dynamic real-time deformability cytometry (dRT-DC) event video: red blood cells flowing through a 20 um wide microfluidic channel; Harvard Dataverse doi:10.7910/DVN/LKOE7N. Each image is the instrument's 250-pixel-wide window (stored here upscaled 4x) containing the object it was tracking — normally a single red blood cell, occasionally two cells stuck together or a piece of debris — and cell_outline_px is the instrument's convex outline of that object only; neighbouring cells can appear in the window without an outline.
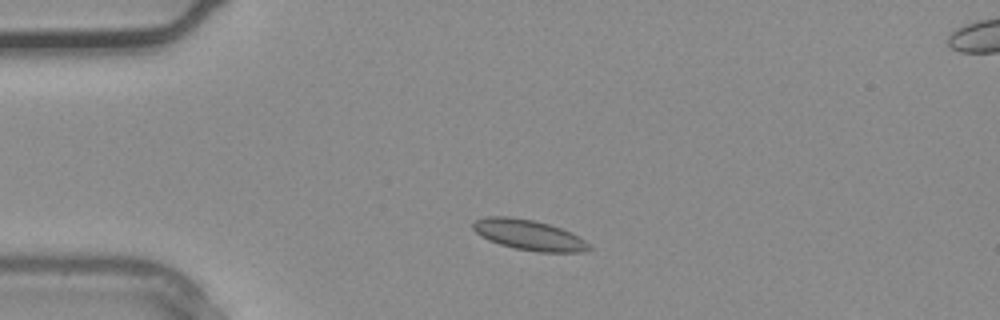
{"species": "common noctule bat (a hibernating species)", "species_latin": "Nyctalus noctula", "temperature_condition": "warm", "stored_images_in_passage": 35, "camera_frame_rate_fps": 3000, "um_per_image_px": 0.085, "animal": {"sex": "male", "body_mass_g": 20.4}, "frame": {"image": 1, "passage_image": 6, "time_ms": 1.667, "image_size_px": [1000, 320], "cell_outline_px": [[592, 248], [584, 252], [540, 252], [516, 248], [500, 244], [488, 240], [476, 232], [472, 228], [472, 224], [476, 220], [488, 216], [508, 216], [532, 220], [548, 224], [572, 232], [584, 240]], "centroid_in_image_um": [44.96, 19.97], "position_along_channel_um": 40.0, "area_um2": 20.35}}
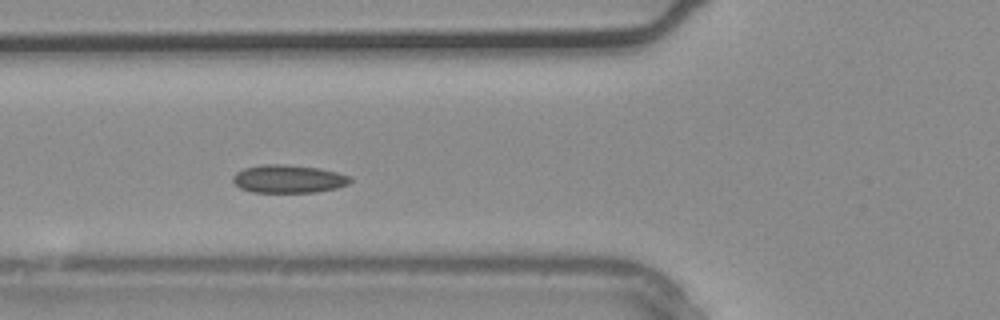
{"frame": {"image": 2, "passage_image": 11, "time_ms": 3.333, "image_size_px": [1000, 320], "cell_outline_px": [[352, 180], [348, 184], [336, 188], [316, 192], [252, 192], [240, 188], [232, 180], [232, 176], [236, 172], [244, 168], [264, 164], [284, 164], [320, 168], [352, 176]], "centroid_in_image_um": [24.52, 15.2], "position_along_channel_um": 101.3, "area_um2": 19.25}}